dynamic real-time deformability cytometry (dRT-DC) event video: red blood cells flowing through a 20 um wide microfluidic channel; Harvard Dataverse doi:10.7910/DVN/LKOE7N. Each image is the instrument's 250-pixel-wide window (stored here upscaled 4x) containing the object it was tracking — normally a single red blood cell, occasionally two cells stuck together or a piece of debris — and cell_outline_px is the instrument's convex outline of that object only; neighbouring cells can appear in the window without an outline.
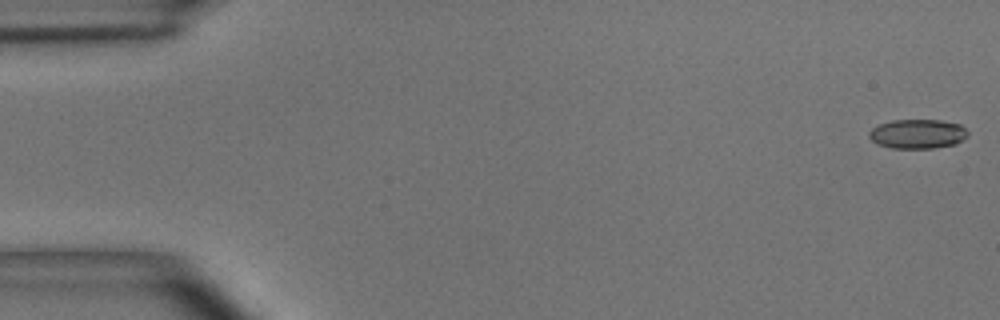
{"species": "common noctule bat (a hibernating species)", "species_latin": "Nyctalus noctula", "temperature_condition": "room temperature", "stored_images_in_passage": 55, "camera_frame_rate_fps": 3000, "um_per_image_px": 0.085, "animal": {"sex": "male", "body_mass_g": 15.6}, "frame": {"image": 1, "passage_image": 1, "time_ms": 0.0, "image_size_px": [1000, 320], "cell_outline_px": [[968, 136], [956, 144], [936, 148], [892, 148], [876, 144], [868, 136], [868, 132], [876, 124], [892, 120], [940, 120], [960, 124], [968, 132]], "centroid_in_image_um": [77.97, 11.38], "position_along_channel_um": 7.0, "area_um2": 17.11}}
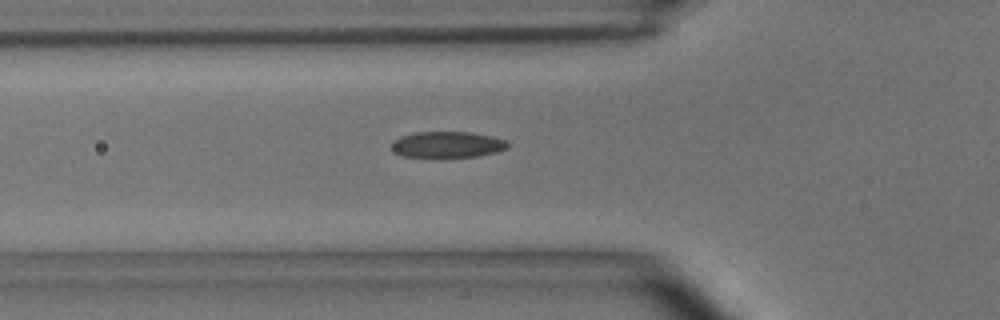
{"frame": {"image": 2, "passage_image": 19, "time_ms": 6.0, "image_size_px": [1000, 320], "cell_outline_px": [[508, 148], [496, 152], [480, 156], [404, 156], [396, 152], [392, 148], [392, 140], [400, 136], [412, 132], [472, 132], [492, 136], [508, 140]], "centroid_in_image_um": [38.06, 12.26], "position_along_channel_um": 87.7, "area_um2": 17.57}}
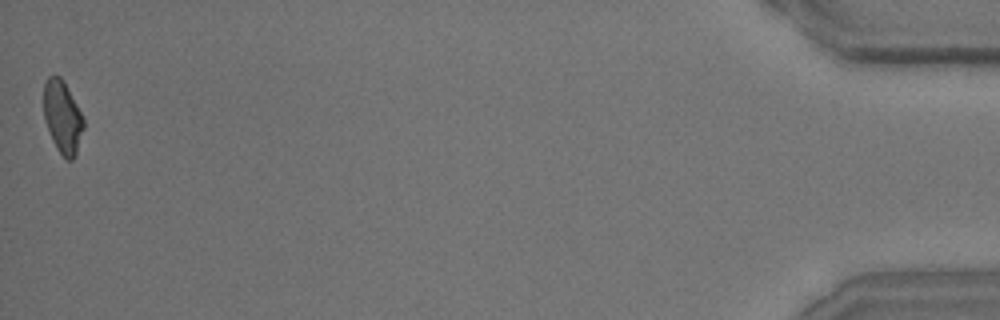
{"frame": {"image": 3, "passage_image": 55, "time_ms": 18.0, "image_size_px": [1000, 320], "cell_outline_px": [[84, 128], [76, 152], [72, 160], [68, 160], [56, 148], [52, 140], [44, 116], [44, 84], [48, 76], [60, 76], [76, 104], [84, 120]], "centroid_in_image_um": [5.31, 9.95], "position_along_channel_um": 429.9, "area_um2": 16.36}, "authors_computed_cell_mechanics": {"area_um2": 17.5712, "velocity_mm_per_s": 3.6231, "shape_relaxation_time_tau1_ms": 3.5628, "shape_relaxation_time_tau2_ms": 1.8171, "deformation_change_tau1": 0.139, "deformation_change_tau2": 0.0971}}